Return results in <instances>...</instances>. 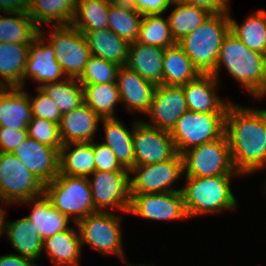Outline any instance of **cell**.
<instances>
[{"label": "cell", "instance_id": "obj_1", "mask_svg": "<svg viewBox=\"0 0 266 266\" xmlns=\"http://www.w3.org/2000/svg\"><path fill=\"white\" fill-rule=\"evenodd\" d=\"M224 134L234 169L248 175L266 168V110L241 107L231 101Z\"/></svg>", "mask_w": 266, "mask_h": 266}, {"label": "cell", "instance_id": "obj_2", "mask_svg": "<svg viewBox=\"0 0 266 266\" xmlns=\"http://www.w3.org/2000/svg\"><path fill=\"white\" fill-rule=\"evenodd\" d=\"M223 64L228 74L241 83L250 94L260 99L266 95L262 53L249 49L231 31L222 40L217 65L211 73L217 80Z\"/></svg>", "mask_w": 266, "mask_h": 266}, {"label": "cell", "instance_id": "obj_3", "mask_svg": "<svg viewBox=\"0 0 266 266\" xmlns=\"http://www.w3.org/2000/svg\"><path fill=\"white\" fill-rule=\"evenodd\" d=\"M229 31V10L211 13L199 27L177 43L200 74H211L217 65L222 40Z\"/></svg>", "mask_w": 266, "mask_h": 266}, {"label": "cell", "instance_id": "obj_4", "mask_svg": "<svg viewBox=\"0 0 266 266\" xmlns=\"http://www.w3.org/2000/svg\"><path fill=\"white\" fill-rule=\"evenodd\" d=\"M231 176L235 175L186 177L181 193L188 217L236 208L238 202L230 188Z\"/></svg>", "mask_w": 266, "mask_h": 266}, {"label": "cell", "instance_id": "obj_5", "mask_svg": "<svg viewBox=\"0 0 266 266\" xmlns=\"http://www.w3.org/2000/svg\"><path fill=\"white\" fill-rule=\"evenodd\" d=\"M44 194L51 204L75 223L96 212L88 177L58 174L44 184Z\"/></svg>", "mask_w": 266, "mask_h": 266}, {"label": "cell", "instance_id": "obj_6", "mask_svg": "<svg viewBox=\"0 0 266 266\" xmlns=\"http://www.w3.org/2000/svg\"><path fill=\"white\" fill-rule=\"evenodd\" d=\"M181 155L185 177L241 175L234 169L225 134L216 140L192 147Z\"/></svg>", "mask_w": 266, "mask_h": 266}, {"label": "cell", "instance_id": "obj_7", "mask_svg": "<svg viewBox=\"0 0 266 266\" xmlns=\"http://www.w3.org/2000/svg\"><path fill=\"white\" fill-rule=\"evenodd\" d=\"M226 113H199L187 110L170 131L177 153L221 138Z\"/></svg>", "mask_w": 266, "mask_h": 266}, {"label": "cell", "instance_id": "obj_8", "mask_svg": "<svg viewBox=\"0 0 266 266\" xmlns=\"http://www.w3.org/2000/svg\"><path fill=\"white\" fill-rule=\"evenodd\" d=\"M122 216L109 211H96L76 223L82 245H90L104 255H119L126 262L122 244Z\"/></svg>", "mask_w": 266, "mask_h": 266}, {"label": "cell", "instance_id": "obj_9", "mask_svg": "<svg viewBox=\"0 0 266 266\" xmlns=\"http://www.w3.org/2000/svg\"><path fill=\"white\" fill-rule=\"evenodd\" d=\"M44 194V183L12 153L0 152V201L18 204Z\"/></svg>", "mask_w": 266, "mask_h": 266}, {"label": "cell", "instance_id": "obj_10", "mask_svg": "<svg viewBox=\"0 0 266 266\" xmlns=\"http://www.w3.org/2000/svg\"><path fill=\"white\" fill-rule=\"evenodd\" d=\"M48 38L66 78L78 79L91 55L84 34L72 25L55 26Z\"/></svg>", "mask_w": 266, "mask_h": 266}, {"label": "cell", "instance_id": "obj_11", "mask_svg": "<svg viewBox=\"0 0 266 266\" xmlns=\"http://www.w3.org/2000/svg\"><path fill=\"white\" fill-rule=\"evenodd\" d=\"M130 173V194L168 193L181 191L171 188L172 184L184 173L182 155L177 153L173 158L158 163L135 165Z\"/></svg>", "mask_w": 266, "mask_h": 266}, {"label": "cell", "instance_id": "obj_12", "mask_svg": "<svg viewBox=\"0 0 266 266\" xmlns=\"http://www.w3.org/2000/svg\"><path fill=\"white\" fill-rule=\"evenodd\" d=\"M130 171L104 172L95 170L88 177L93 205L97 211L108 207L128 212L130 206Z\"/></svg>", "mask_w": 266, "mask_h": 266}, {"label": "cell", "instance_id": "obj_13", "mask_svg": "<svg viewBox=\"0 0 266 266\" xmlns=\"http://www.w3.org/2000/svg\"><path fill=\"white\" fill-rule=\"evenodd\" d=\"M133 151L135 165L162 162L177 154L170 131L155 128L142 120L134 123Z\"/></svg>", "mask_w": 266, "mask_h": 266}, {"label": "cell", "instance_id": "obj_14", "mask_svg": "<svg viewBox=\"0 0 266 266\" xmlns=\"http://www.w3.org/2000/svg\"><path fill=\"white\" fill-rule=\"evenodd\" d=\"M127 213L151 220H177L189 218L181 191L168 193L130 194Z\"/></svg>", "mask_w": 266, "mask_h": 266}, {"label": "cell", "instance_id": "obj_15", "mask_svg": "<svg viewBox=\"0 0 266 266\" xmlns=\"http://www.w3.org/2000/svg\"><path fill=\"white\" fill-rule=\"evenodd\" d=\"M188 110L182 86H155L148 112L155 128L171 131L177 120Z\"/></svg>", "mask_w": 266, "mask_h": 266}, {"label": "cell", "instance_id": "obj_16", "mask_svg": "<svg viewBox=\"0 0 266 266\" xmlns=\"http://www.w3.org/2000/svg\"><path fill=\"white\" fill-rule=\"evenodd\" d=\"M46 34L42 28L40 34L35 38V41L30 44L28 49V57L25 71L23 74V88L26 78L41 83L39 88L46 83L61 82V76H65L60 64L56 60L53 47L46 39H43Z\"/></svg>", "mask_w": 266, "mask_h": 266}, {"label": "cell", "instance_id": "obj_17", "mask_svg": "<svg viewBox=\"0 0 266 266\" xmlns=\"http://www.w3.org/2000/svg\"><path fill=\"white\" fill-rule=\"evenodd\" d=\"M44 184L59 174V151L28 137L12 152Z\"/></svg>", "mask_w": 266, "mask_h": 266}, {"label": "cell", "instance_id": "obj_18", "mask_svg": "<svg viewBox=\"0 0 266 266\" xmlns=\"http://www.w3.org/2000/svg\"><path fill=\"white\" fill-rule=\"evenodd\" d=\"M217 80L212 74H199L182 85L187 108L199 113H226L231 102L225 103L216 93Z\"/></svg>", "mask_w": 266, "mask_h": 266}, {"label": "cell", "instance_id": "obj_19", "mask_svg": "<svg viewBox=\"0 0 266 266\" xmlns=\"http://www.w3.org/2000/svg\"><path fill=\"white\" fill-rule=\"evenodd\" d=\"M116 83L119 90L120 102L128 111L146 114L152 102L155 85L144 80L137 72L127 66L119 67Z\"/></svg>", "mask_w": 266, "mask_h": 266}, {"label": "cell", "instance_id": "obj_20", "mask_svg": "<svg viewBox=\"0 0 266 266\" xmlns=\"http://www.w3.org/2000/svg\"><path fill=\"white\" fill-rule=\"evenodd\" d=\"M101 119L85 103L62 114L58 124L62 144L93 141Z\"/></svg>", "mask_w": 266, "mask_h": 266}, {"label": "cell", "instance_id": "obj_21", "mask_svg": "<svg viewBox=\"0 0 266 266\" xmlns=\"http://www.w3.org/2000/svg\"><path fill=\"white\" fill-rule=\"evenodd\" d=\"M164 51L165 48L136 41L128 46L126 66L155 86L162 85Z\"/></svg>", "mask_w": 266, "mask_h": 266}, {"label": "cell", "instance_id": "obj_22", "mask_svg": "<svg viewBox=\"0 0 266 266\" xmlns=\"http://www.w3.org/2000/svg\"><path fill=\"white\" fill-rule=\"evenodd\" d=\"M22 87H8L0 91V127L27 129L31 121L29 95Z\"/></svg>", "mask_w": 266, "mask_h": 266}, {"label": "cell", "instance_id": "obj_23", "mask_svg": "<svg viewBox=\"0 0 266 266\" xmlns=\"http://www.w3.org/2000/svg\"><path fill=\"white\" fill-rule=\"evenodd\" d=\"M5 211L3 214V233L7 235L13 248L19 256L29 258L33 261L38 259L43 252V239L40 232L34 227L27 217L12 222H5Z\"/></svg>", "mask_w": 266, "mask_h": 266}, {"label": "cell", "instance_id": "obj_24", "mask_svg": "<svg viewBox=\"0 0 266 266\" xmlns=\"http://www.w3.org/2000/svg\"><path fill=\"white\" fill-rule=\"evenodd\" d=\"M90 54L126 66L129 44L110 29L82 32Z\"/></svg>", "mask_w": 266, "mask_h": 266}, {"label": "cell", "instance_id": "obj_25", "mask_svg": "<svg viewBox=\"0 0 266 266\" xmlns=\"http://www.w3.org/2000/svg\"><path fill=\"white\" fill-rule=\"evenodd\" d=\"M81 245L79 232L72 227L43 240V248L55 266H79Z\"/></svg>", "mask_w": 266, "mask_h": 266}, {"label": "cell", "instance_id": "obj_26", "mask_svg": "<svg viewBox=\"0 0 266 266\" xmlns=\"http://www.w3.org/2000/svg\"><path fill=\"white\" fill-rule=\"evenodd\" d=\"M32 202H35L33 210L31 214L26 217L35 224L34 227L40 232V236L43 240L69 228L68 223L70 219L66 215L60 213L51 204L45 194L25 200L21 202V204H29Z\"/></svg>", "mask_w": 266, "mask_h": 266}, {"label": "cell", "instance_id": "obj_27", "mask_svg": "<svg viewBox=\"0 0 266 266\" xmlns=\"http://www.w3.org/2000/svg\"><path fill=\"white\" fill-rule=\"evenodd\" d=\"M104 124L106 146L115 154L118 162L126 169L131 170L135 166L133 151L134 126L128 130L118 118H102Z\"/></svg>", "mask_w": 266, "mask_h": 266}, {"label": "cell", "instance_id": "obj_28", "mask_svg": "<svg viewBox=\"0 0 266 266\" xmlns=\"http://www.w3.org/2000/svg\"><path fill=\"white\" fill-rule=\"evenodd\" d=\"M75 146L70 151L72 146ZM59 173L70 176L91 177L95 171L93 141L63 144L59 152Z\"/></svg>", "mask_w": 266, "mask_h": 266}, {"label": "cell", "instance_id": "obj_29", "mask_svg": "<svg viewBox=\"0 0 266 266\" xmlns=\"http://www.w3.org/2000/svg\"><path fill=\"white\" fill-rule=\"evenodd\" d=\"M30 44L0 43V76L4 87H22Z\"/></svg>", "mask_w": 266, "mask_h": 266}, {"label": "cell", "instance_id": "obj_30", "mask_svg": "<svg viewBox=\"0 0 266 266\" xmlns=\"http://www.w3.org/2000/svg\"><path fill=\"white\" fill-rule=\"evenodd\" d=\"M200 72L176 43L165 48L163 58V85L182 86L195 79Z\"/></svg>", "mask_w": 266, "mask_h": 266}, {"label": "cell", "instance_id": "obj_31", "mask_svg": "<svg viewBox=\"0 0 266 266\" xmlns=\"http://www.w3.org/2000/svg\"><path fill=\"white\" fill-rule=\"evenodd\" d=\"M77 0H31L29 16L41 29L42 24L71 25Z\"/></svg>", "mask_w": 266, "mask_h": 266}, {"label": "cell", "instance_id": "obj_32", "mask_svg": "<svg viewBox=\"0 0 266 266\" xmlns=\"http://www.w3.org/2000/svg\"><path fill=\"white\" fill-rule=\"evenodd\" d=\"M230 31L249 49L263 53L266 48V10L250 14L238 24L229 14Z\"/></svg>", "mask_w": 266, "mask_h": 266}, {"label": "cell", "instance_id": "obj_33", "mask_svg": "<svg viewBox=\"0 0 266 266\" xmlns=\"http://www.w3.org/2000/svg\"><path fill=\"white\" fill-rule=\"evenodd\" d=\"M175 9L167 17L171 28L172 36L176 42L184 36L193 32L211 14L203 7L173 1Z\"/></svg>", "mask_w": 266, "mask_h": 266}, {"label": "cell", "instance_id": "obj_34", "mask_svg": "<svg viewBox=\"0 0 266 266\" xmlns=\"http://www.w3.org/2000/svg\"><path fill=\"white\" fill-rule=\"evenodd\" d=\"M12 17L0 16V43L31 44L40 34V28L26 13H11Z\"/></svg>", "mask_w": 266, "mask_h": 266}, {"label": "cell", "instance_id": "obj_35", "mask_svg": "<svg viewBox=\"0 0 266 266\" xmlns=\"http://www.w3.org/2000/svg\"><path fill=\"white\" fill-rule=\"evenodd\" d=\"M81 85L86 105L101 118H115V107L120 103L117 83Z\"/></svg>", "mask_w": 266, "mask_h": 266}, {"label": "cell", "instance_id": "obj_36", "mask_svg": "<svg viewBox=\"0 0 266 266\" xmlns=\"http://www.w3.org/2000/svg\"><path fill=\"white\" fill-rule=\"evenodd\" d=\"M108 18V29L116 33L128 44L137 41L143 15L129 3L109 5Z\"/></svg>", "mask_w": 266, "mask_h": 266}, {"label": "cell", "instance_id": "obj_37", "mask_svg": "<svg viewBox=\"0 0 266 266\" xmlns=\"http://www.w3.org/2000/svg\"><path fill=\"white\" fill-rule=\"evenodd\" d=\"M109 4L103 0H77L71 25L81 32L108 29Z\"/></svg>", "mask_w": 266, "mask_h": 266}, {"label": "cell", "instance_id": "obj_38", "mask_svg": "<svg viewBox=\"0 0 266 266\" xmlns=\"http://www.w3.org/2000/svg\"><path fill=\"white\" fill-rule=\"evenodd\" d=\"M39 88L57 104L61 114L84 103L83 87L75 78H65L61 82L46 83Z\"/></svg>", "mask_w": 266, "mask_h": 266}, {"label": "cell", "instance_id": "obj_39", "mask_svg": "<svg viewBox=\"0 0 266 266\" xmlns=\"http://www.w3.org/2000/svg\"><path fill=\"white\" fill-rule=\"evenodd\" d=\"M137 42L167 48L177 42L172 36L168 18L162 14L143 15Z\"/></svg>", "mask_w": 266, "mask_h": 266}, {"label": "cell", "instance_id": "obj_40", "mask_svg": "<svg viewBox=\"0 0 266 266\" xmlns=\"http://www.w3.org/2000/svg\"><path fill=\"white\" fill-rule=\"evenodd\" d=\"M119 67L101 57L90 55L83 73L77 80L80 84L116 83Z\"/></svg>", "mask_w": 266, "mask_h": 266}, {"label": "cell", "instance_id": "obj_41", "mask_svg": "<svg viewBox=\"0 0 266 266\" xmlns=\"http://www.w3.org/2000/svg\"><path fill=\"white\" fill-rule=\"evenodd\" d=\"M28 137L40 144L57 149L60 152L62 142L57 123L39 117H32L27 125Z\"/></svg>", "mask_w": 266, "mask_h": 266}, {"label": "cell", "instance_id": "obj_42", "mask_svg": "<svg viewBox=\"0 0 266 266\" xmlns=\"http://www.w3.org/2000/svg\"><path fill=\"white\" fill-rule=\"evenodd\" d=\"M39 94L35 97H30L32 117H39L48 121L59 124L61 112L57 104L48 96H46L40 88H37Z\"/></svg>", "mask_w": 266, "mask_h": 266}, {"label": "cell", "instance_id": "obj_43", "mask_svg": "<svg viewBox=\"0 0 266 266\" xmlns=\"http://www.w3.org/2000/svg\"><path fill=\"white\" fill-rule=\"evenodd\" d=\"M93 153L95 159V170L111 171H130L124 168L117 160L113 151L103 143H95L93 140Z\"/></svg>", "mask_w": 266, "mask_h": 266}, {"label": "cell", "instance_id": "obj_44", "mask_svg": "<svg viewBox=\"0 0 266 266\" xmlns=\"http://www.w3.org/2000/svg\"><path fill=\"white\" fill-rule=\"evenodd\" d=\"M27 138V129L0 127V152H13Z\"/></svg>", "mask_w": 266, "mask_h": 266}, {"label": "cell", "instance_id": "obj_45", "mask_svg": "<svg viewBox=\"0 0 266 266\" xmlns=\"http://www.w3.org/2000/svg\"><path fill=\"white\" fill-rule=\"evenodd\" d=\"M174 0H129V4L142 15L164 14Z\"/></svg>", "mask_w": 266, "mask_h": 266}, {"label": "cell", "instance_id": "obj_46", "mask_svg": "<svg viewBox=\"0 0 266 266\" xmlns=\"http://www.w3.org/2000/svg\"><path fill=\"white\" fill-rule=\"evenodd\" d=\"M189 5L199 6L207 9L211 13L228 11V0H174Z\"/></svg>", "mask_w": 266, "mask_h": 266}, {"label": "cell", "instance_id": "obj_47", "mask_svg": "<svg viewBox=\"0 0 266 266\" xmlns=\"http://www.w3.org/2000/svg\"><path fill=\"white\" fill-rule=\"evenodd\" d=\"M31 0H0V12L29 14Z\"/></svg>", "mask_w": 266, "mask_h": 266}, {"label": "cell", "instance_id": "obj_48", "mask_svg": "<svg viewBox=\"0 0 266 266\" xmlns=\"http://www.w3.org/2000/svg\"><path fill=\"white\" fill-rule=\"evenodd\" d=\"M0 266H38L34 261L19 255L8 254L0 256Z\"/></svg>", "mask_w": 266, "mask_h": 266}, {"label": "cell", "instance_id": "obj_49", "mask_svg": "<svg viewBox=\"0 0 266 266\" xmlns=\"http://www.w3.org/2000/svg\"><path fill=\"white\" fill-rule=\"evenodd\" d=\"M103 1L108 3L109 5L126 4L129 2V0H103Z\"/></svg>", "mask_w": 266, "mask_h": 266}, {"label": "cell", "instance_id": "obj_50", "mask_svg": "<svg viewBox=\"0 0 266 266\" xmlns=\"http://www.w3.org/2000/svg\"><path fill=\"white\" fill-rule=\"evenodd\" d=\"M3 214L4 210L0 207V236L3 233Z\"/></svg>", "mask_w": 266, "mask_h": 266}, {"label": "cell", "instance_id": "obj_51", "mask_svg": "<svg viewBox=\"0 0 266 266\" xmlns=\"http://www.w3.org/2000/svg\"><path fill=\"white\" fill-rule=\"evenodd\" d=\"M262 55H263L264 71H265V78H266V48L263 51Z\"/></svg>", "mask_w": 266, "mask_h": 266}, {"label": "cell", "instance_id": "obj_52", "mask_svg": "<svg viewBox=\"0 0 266 266\" xmlns=\"http://www.w3.org/2000/svg\"><path fill=\"white\" fill-rule=\"evenodd\" d=\"M4 88V81L0 77V91Z\"/></svg>", "mask_w": 266, "mask_h": 266}, {"label": "cell", "instance_id": "obj_53", "mask_svg": "<svg viewBox=\"0 0 266 266\" xmlns=\"http://www.w3.org/2000/svg\"><path fill=\"white\" fill-rule=\"evenodd\" d=\"M127 265L128 266H151V265H134V264H131V263L130 264L127 263Z\"/></svg>", "mask_w": 266, "mask_h": 266}]
</instances>
